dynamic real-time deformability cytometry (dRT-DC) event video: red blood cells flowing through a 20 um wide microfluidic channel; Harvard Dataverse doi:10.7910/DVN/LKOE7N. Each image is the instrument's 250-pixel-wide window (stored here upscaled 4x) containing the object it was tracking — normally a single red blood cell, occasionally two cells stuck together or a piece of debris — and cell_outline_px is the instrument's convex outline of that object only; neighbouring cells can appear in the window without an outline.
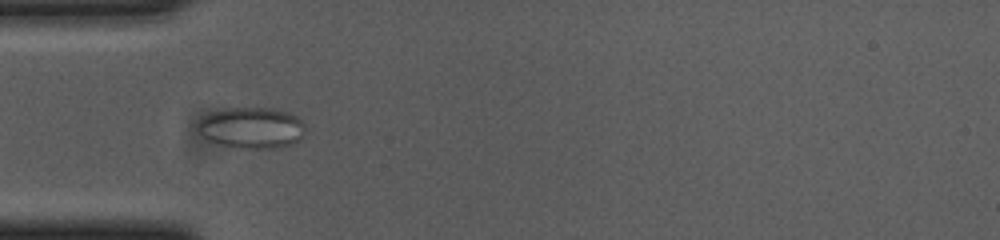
{"species": "common noctule bat (a hibernating species)", "species_latin": "Nyctalus noctula", "temperature_condition": "cold", "stored_images_in_passage": 55, "camera_frame_rate_fps": 3000, "um_per_image_px": 0.085, "animal": {"sex": "female", "body_mass_g": 23.0, "forearm_length_mm": 53.4}, "frame": {"image": 1, "passage_image": 16, "time_ms": 5.0, "image_size_px": [1000, 240], "cell_outline_px": [[304, 136], [300, 140], [292, 144], [276, 148], [240, 148], [208, 140], [200, 132], [200, 120], [204, 116], [212, 112], [228, 108], [276, 108], [288, 112], [296, 116], [304, 124]], "centroid_in_image_um": [21.46, 10.86], "position_along_channel_um": 63.5, "area_um2": 25.49}}
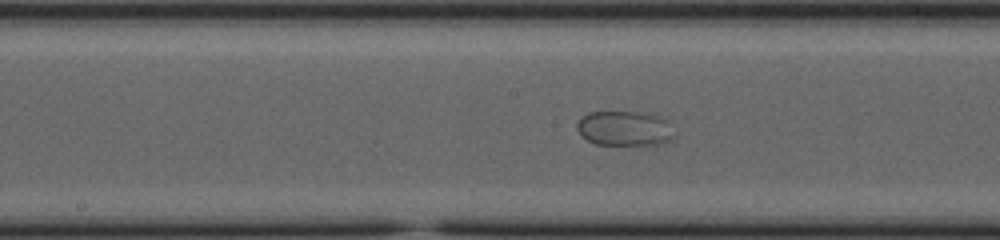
{"frame": {"image": 2, "passage_image": 27, "time_ms": 8.667, "image_size_px": [1000, 240], "cell_outline_px": [[676, 136], [672, 140], [664, 144], [596, 144], [588, 140], [576, 128], [576, 124], [580, 116], [588, 112], [636, 112], [660, 116], [668, 120]], "centroid_in_image_um": [53.13, 10.91], "position_along_channel_um": 195.1, "area_um2": 19.88}}
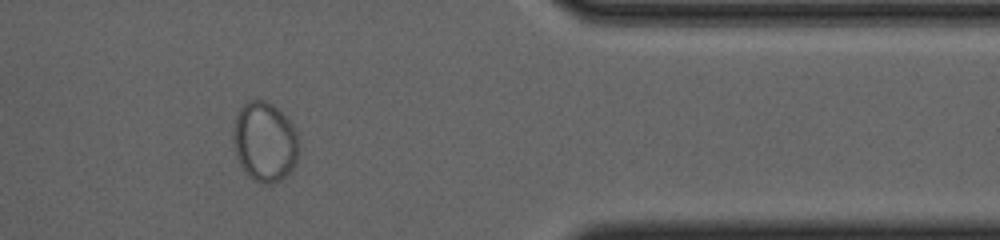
{"frame": {"image": 3, "passage_image": 45, "time_ms": 14.667, "image_size_px": [1000, 240], "cell_outline_px": [[296, 160], [292, 168], [280, 180], [268, 184], [264, 184], [252, 180], [248, 176], [240, 164], [236, 156], [232, 136], [232, 132], [236, 116], [240, 108], [248, 100], [264, 100], [272, 104], [288, 120], [296, 136]], "centroid_in_image_um": [22.43, 12.06], "position_along_channel_um": 389.0, "area_um2": 29.88}}